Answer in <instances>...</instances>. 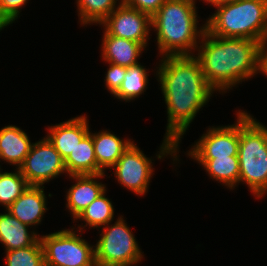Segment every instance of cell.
Returning a JSON list of instances; mask_svg holds the SVG:
<instances>
[{
  "instance_id": "cell-1",
  "label": "cell",
  "mask_w": 267,
  "mask_h": 266,
  "mask_svg": "<svg viewBox=\"0 0 267 266\" xmlns=\"http://www.w3.org/2000/svg\"><path fill=\"white\" fill-rule=\"evenodd\" d=\"M156 78L167 106L164 140L156 158L170 155L179 163V144L200 109L208 104L215 92L207 83L201 65L194 55L160 56ZM175 161V162H174Z\"/></svg>"
},
{
  "instance_id": "cell-2",
  "label": "cell",
  "mask_w": 267,
  "mask_h": 266,
  "mask_svg": "<svg viewBox=\"0 0 267 266\" xmlns=\"http://www.w3.org/2000/svg\"><path fill=\"white\" fill-rule=\"evenodd\" d=\"M263 49L256 40L218 37L205 30L194 56L209 86L225 94L237 84L262 73Z\"/></svg>"
},
{
  "instance_id": "cell-3",
  "label": "cell",
  "mask_w": 267,
  "mask_h": 266,
  "mask_svg": "<svg viewBox=\"0 0 267 266\" xmlns=\"http://www.w3.org/2000/svg\"><path fill=\"white\" fill-rule=\"evenodd\" d=\"M196 1L166 0L151 17L162 57L194 55L206 30V22L198 27Z\"/></svg>"
},
{
  "instance_id": "cell-4",
  "label": "cell",
  "mask_w": 267,
  "mask_h": 266,
  "mask_svg": "<svg viewBox=\"0 0 267 266\" xmlns=\"http://www.w3.org/2000/svg\"><path fill=\"white\" fill-rule=\"evenodd\" d=\"M214 12L206 20L210 34L252 39L267 45V0H234L216 6Z\"/></svg>"
},
{
  "instance_id": "cell-5",
  "label": "cell",
  "mask_w": 267,
  "mask_h": 266,
  "mask_svg": "<svg viewBox=\"0 0 267 266\" xmlns=\"http://www.w3.org/2000/svg\"><path fill=\"white\" fill-rule=\"evenodd\" d=\"M239 184L262 199L267 193V127L239 110Z\"/></svg>"
},
{
  "instance_id": "cell-6",
  "label": "cell",
  "mask_w": 267,
  "mask_h": 266,
  "mask_svg": "<svg viewBox=\"0 0 267 266\" xmlns=\"http://www.w3.org/2000/svg\"><path fill=\"white\" fill-rule=\"evenodd\" d=\"M122 216L114 224L109 222L101 228L94 246L96 266H134L144 258L134 233Z\"/></svg>"
},
{
  "instance_id": "cell-7",
  "label": "cell",
  "mask_w": 267,
  "mask_h": 266,
  "mask_svg": "<svg viewBox=\"0 0 267 266\" xmlns=\"http://www.w3.org/2000/svg\"><path fill=\"white\" fill-rule=\"evenodd\" d=\"M75 229L40 236L45 266H96L94 245H90Z\"/></svg>"
},
{
  "instance_id": "cell-8",
  "label": "cell",
  "mask_w": 267,
  "mask_h": 266,
  "mask_svg": "<svg viewBox=\"0 0 267 266\" xmlns=\"http://www.w3.org/2000/svg\"><path fill=\"white\" fill-rule=\"evenodd\" d=\"M19 170L29 186H43L67 174L65 160L46 137L33 143Z\"/></svg>"
},
{
  "instance_id": "cell-9",
  "label": "cell",
  "mask_w": 267,
  "mask_h": 266,
  "mask_svg": "<svg viewBox=\"0 0 267 266\" xmlns=\"http://www.w3.org/2000/svg\"><path fill=\"white\" fill-rule=\"evenodd\" d=\"M152 161V157H146L133 142L111 169H114L115 179L120 185L138 196H143L148 191L154 174Z\"/></svg>"
},
{
  "instance_id": "cell-10",
  "label": "cell",
  "mask_w": 267,
  "mask_h": 266,
  "mask_svg": "<svg viewBox=\"0 0 267 266\" xmlns=\"http://www.w3.org/2000/svg\"><path fill=\"white\" fill-rule=\"evenodd\" d=\"M112 36L129 39L148 47L151 16L123 3L113 10L100 24Z\"/></svg>"
},
{
  "instance_id": "cell-11",
  "label": "cell",
  "mask_w": 267,
  "mask_h": 266,
  "mask_svg": "<svg viewBox=\"0 0 267 266\" xmlns=\"http://www.w3.org/2000/svg\"><path fill=\"white\" fill-rule=\"evenodd\" d=\"M237 121L232 125L209 126L206 133L187 151L191 159H213L215 157L238 156L239 110Z\"/></svg>"
},
{
  "instance_id": "cell-12",
  "label": "cell",
  "mask_w": 267,
  "mask_h": 266,
  "mask_svg": "<svg viewBox=\"0 0 267 266\" xmlns=\"http://www.w3.org/2000/svg\"><path fill=\"white\" fill-rule=\"evenodd\" d=\"M87 115L76 116L68 121L48 126L47 135L49 142L66 160L74 151L79 142L91 131Z\"/></svg>"
},
{
  "instance_id": "cell-13",
  "label": "cell",
  "mask_w": 267,
  "mask_h": 266,
  "mask_svg": "<svg viewBox=\"0 0 267 266\" xmlns=\"http://www.w3.org/2000/svg\"><path fill=\"white\" fill-rule=\"evenodd\" d=\"M105 174L69 175V178L76 182L66 191V209L71 213L74 222L78 215L106 190V184L97 181L103 179Z\"/></svg>"
},
{
  "instance_id": "cell-14",
  "label": "cell",
  "mask_w": 267,
  "mask_h": 266,
  "mask_svg": "<svg viewBox=\"0 0 267 266\" xmlns=\"http://www.w3.org/2000/svg\"><path fill=\"white\" fill-rule=\"evenodd\" d=\"M44 188V186H28L7 210L31 228L41 224L42 218L48 210Z\"/></svg>"
},
{
  "instance_id": "cell-15",
  "label": "cell",
  "mask_w": 267,
  "mask_h": 266,
  "mask_svg": "<svg viewBox=\"0 0 267 266\" xmlns=\"http://www.w3.org/2000/svg\"><path fill=\"white\" fill-rule=\"evenodd\" d=\"M103 32L101 56L105 63L111 62L127 68L140 63L138 59L146 49L145 45L109 35L105 30Z\"/></svg>"
},
{
  "instance_id": "cell-16",
  "label": "cell",
  "mask_w": 267,
  "mask_h": 266,
  "mask_svg": "<svg viewBox=\"0 0 267 266\" xmlns=\"http://www.w3.org/2000/svg\"><path fill=\"white\" fill-rule=\"evenodd\" d=\"M92 135L98 174L105 173L106 168L111 169L121 155L133 143L131 139H121L111 131L101 130L97 133L89 132Z\"/></svg>"
},
{
  "instance_id": "cell-17",
  "label": "cell",
  "mask_w": 267,
  "mask_h": 266,
  "mask_svg": "<svg viewBox=\"0 0 267 266\" xmlns=\"http://www.w3.org/2000/svg\"><path fill=\"white\" fill-rule=\"evenodd\" d=\"M33 143L25 131L15 125L0 129V162L19 168L30 152Z\"/></svg>"
},
{
  "instance_id": "cell-18",
  "label": "cell",
  "mask_w": 267,
  "mask_h": 266,
  "mask_svg": "<svg viewBox=\"0 0 267 266\" xmlns=\"http://www.w3.org/2000/svg\"><path fill=\"white\" fill-rule=\"evenodd\" d=\"M30 228L7 209L4 213H0V243L4 246L5 251L33 245L40 238V234L35 230L29 231Z\"/></svg>"
},
{
  "instance_id": "cell-19",
  "label": "cell",
  "mask_w": 267,
  "mask_h": 266,
  "mask_svg": "<svg viewBox=\"0 0 267 266\" xmlns=\"http://www.w3.org/2000/svg\"><path fill=\"white\" fill-rule=\"evenodd\" d=\"M208 173L210 179L222 182V185L233 189L239 185L238 156L215 157L213 159H193Z\"/></svg>"
},
{
  "instance_id": "cell-20",
  "label": "cell",
  "mask_w": 267,
  "mask_h": 266,
  "mask_svg": "<svg viewBox=\"0 0 267 266\" xmlns=\"http://www.w3.org/2000/svg\"><path fill=\"white\" fill-rule=\"evenodd\" d=\"M68 175L98 174L92 135L88 133L65 160Z\"/></svg>"
},
{
  "instance_id": "cell-21",
  "label": "cell",
  "mask_w": 267,
  "mask_h": 266,
  "mask_svg": "<svg viewBox=\"0 0 267 266\" xmlns=\"http://www.w3.org/2000/svg\"><path fill=\"white\" fill-rule=\"evenodd\" d=\"M107 189L101 193L90 205H88L75 220L85 222L84 225H78V231L82 233V230L86 227L98 228L106 226L114 219V206L112 201L106 197Z\"/></svg>"
},
{
  "instance_id": "cell-22",
  "label": "cell",
  "mask_w": 267,
  "mask_h": 266,
  "mask_svg": "<svg viewBox=\"0 0 267 266\" xmlns=\"http://www.w3.org/2000/svg\"><path fill=\"white\" fill-rule=\"evenodd\" d=\"M145 67L141 63L128 67L119 90L113 95L114 98L130 102L144 94L149 83L148 69Z\"/></svg>"
},
{
  "instance_id": "cell-23",
  "label": "cell",
  "mask_w": 267,
  "mask_h": 266,
  "mask_svg": "<svg viewBox=\"0 0 267 266\" xmlns=\"http://www.w3.org/2000/svg\"><path fill=\"white\" fill-rule=\"evenodd\" d=\"M120 3L119 0H76L80 25H100Z\"/></svg>"
},
{
  "instance_id": "cell-24",
  "label": "cell",
  "mask_w": 267,
  "mask_h": 266,
  "mask_svg": "<svg viewBox=\"0 0 267 266\" xmlns=\"http://www.w3.org/2000/svg\"><path fill=\"white\" fill-rule=\"evenodd\" d=\"M29 186L19 168L14 172H0V205L5 210L26 190Z\"/></svg>"
},
{
  "instance_id": "cell-25",
  "label": "cell",
  "mask_w": 267,
  "mask_h": 266,
  "mask_svg": "<svg viewBox=\"0 0 267 266\" xmlns=\"http://www.w3.org/2000/svg\"><path fill=\"white\" fill-rule=\"evenodd\" d=\"M6 266H45L44 251L40 238L31 246L5 251Z\"/></svg>"
},
{
  "instance_id": "cell-26",
  "label": "cell",
  "mask_w": 267,
  "mask_h": 266,
  "mask_svg": "<svg viewBox=\"0 0 267 266\" xmlns=\"http://www.w3.org/2000/svg\"><path fill=\"white\" fill-rule=\"evenodd\" d=\"M28 0H0V19L6 24H13L20 17V12L23 6L28 3Z\"/></svg>"
},
{
  "instance_id": "cell-27",
  "label": "cell",
  "mask_w": 267,
  "mask_h": 266,
  "mask_svg": "<svg viewBox=\"0 0 267 266\" xmlns=\"http://www.w3.org/2000/svg\"><path fill=\"white\" fill-rule=\"evenodd\" d=\"M109 68L105 74L104 84L106 85L107 90L114 95L120 88L124 76L127 72V67H123L111 62H107Z\"/></svg>"
},
{
  "instance_id": "cell-28",
  "label": "cell",
  "mask_w": 267,
  "mask_h": 266,
  "mask_svg": "<svg viewBox=\"0 0 267 266\" xmlns=\"http://www.w3.org/2000/svg\"><path fill=\"white\" fill-rule=\"evenodd\" d=\"M166 0H122L121 3L149 14L151 17Z\"/></svg>"
},
{
  "instance_id": "cell-29",
  "label": "cell",
  "mask_w": 267,
  "mask_h": 266,
  "mask_svg": "<svg viewBox=\"0 0 267 266\" xmlns=\"http://www.w3.org/2000/svg\"><path fill=\"white\" fill-rule=\"evenodd\" d=\"M262 73L267 77V45L264 47L262 53Z\"/></svg>"
},
{
  "instance_id": "cell-30",
  "label": "cell",
  "mask_w": 267,
  "mask_h": 266,
  "mask_svg": "<svg viewBox=\"0 0 267 266\" xmlns=\"http://www.w3.org/2000/svg\"><path fill=\"white\" fill-rule=\"evenodd\" d=\"M202 1L206 2L207 4L209 3L211 6L216 7L222 4L233 2L234 0H202Z\"/></svg>"
},
{
  "instance_id": "cell-31",
  "label": "cell",
  "mask_w": 267,
  "mask_h": 266,
  "mask_svg": "<svg viewBox=\"0 0 267 266\" xmlns=\"http://www.w3.org/2000/svg\"><path fill=\"white\" fill-rule=\"evenodd\" d=\"M6 24L0 19V32L2 29L6 28Z\"/></svg>"
}]
</instances>
